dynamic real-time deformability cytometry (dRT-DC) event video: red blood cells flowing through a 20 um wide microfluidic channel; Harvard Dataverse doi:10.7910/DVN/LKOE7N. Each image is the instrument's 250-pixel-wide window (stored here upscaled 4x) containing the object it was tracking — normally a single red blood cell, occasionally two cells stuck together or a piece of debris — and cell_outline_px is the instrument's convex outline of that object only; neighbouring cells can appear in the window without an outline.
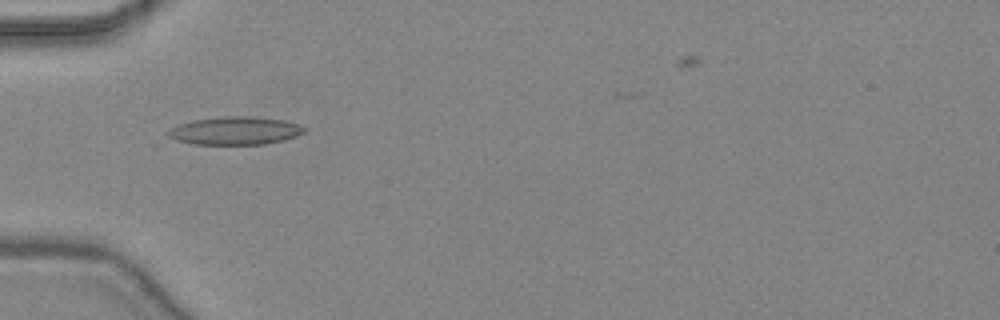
{"species": "common noctule bat (a hibernating species)", "species_latin": "Nyctalus noctula", "temperature_condition": "warm", "stored_images_in_passage": 46, "camera_frame_rate_fps": 3000, "um_per_image_px": 0.085, "animal": {"sex": "female", "body_mass_g": 24.6, "forearm_length_mm": 56.2}, "frame": {"image": 1, "passage_image": 16, "time_ms": 5.0, "image_size_px": [1000, 320], "cell_outline_px": [[304, 132], [296, 136], [284, 140], [264, 144], [152, 144], [168, 128], [192, 120], [224, 116], [252, 116], [284, 120], [296, 124], [304, 128]], "centroid_in_image_um": [19.58, 11.16], "position_along_channel_um": 65.4, "area_um2": 23.64}}
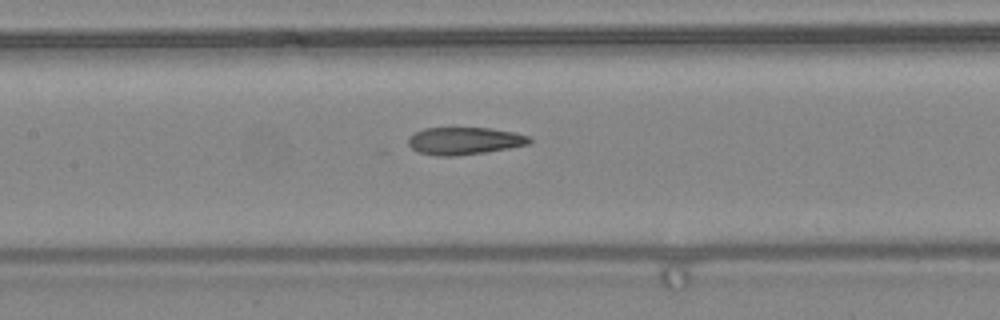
{"frame": {"image": 2, "passage_image": 23, "time_ms": 7.333, "image_size_px": [1000, 320], "cell_outline_px": [[532, 140], [528, 144], [508, 148], [484, 152], [456, 156], [436, 156], [416, 152], [408, 144], [408, 140], [416, 132], [424, 128], [492, 128], [516, 132], [528, 136]], "centroid_in_image_um": [39.47, 11.97], "position_along_channel_um": 167.9, "area_um2": 19.31}}
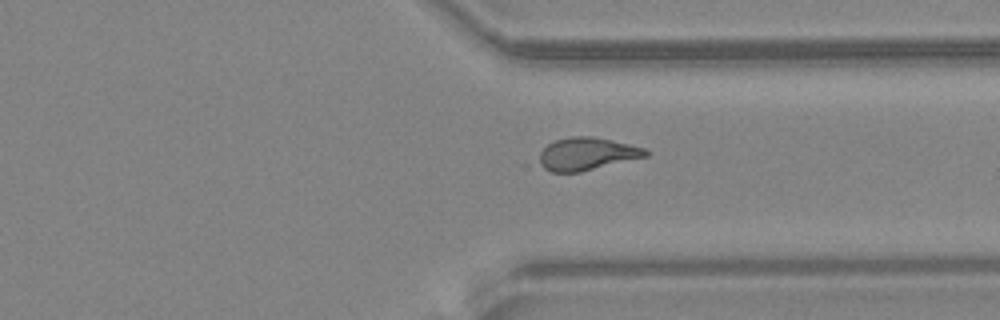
{"frame": {"image": 3, "passage_image": 36, "time_ms": 11.667, "image_size_px": [1000, 320], "cell_outline_px": [[648, 156], [580, 172], [552, 172], [536, 164], [540, 152], [548, 144], [556, 140], [572, 136], [592, 136], [628, 144], [644, 148], [648, 152]], "centroid_in_image_um": [49.83, 13.09], "position_along_channel_um": 361.6, "area_um2": 20.23}, "authors_computed_cell_mechanics": {"area_um2": 20.1722, "velocity_mm_per_s": 4.4736, "shape_relaxation_time_tau1_ms": null, "shape_relaxation_time_tau2_ms": 1.6036, "deformation_change_tau1": null, "deformation_change_tau2": 0.0983}}